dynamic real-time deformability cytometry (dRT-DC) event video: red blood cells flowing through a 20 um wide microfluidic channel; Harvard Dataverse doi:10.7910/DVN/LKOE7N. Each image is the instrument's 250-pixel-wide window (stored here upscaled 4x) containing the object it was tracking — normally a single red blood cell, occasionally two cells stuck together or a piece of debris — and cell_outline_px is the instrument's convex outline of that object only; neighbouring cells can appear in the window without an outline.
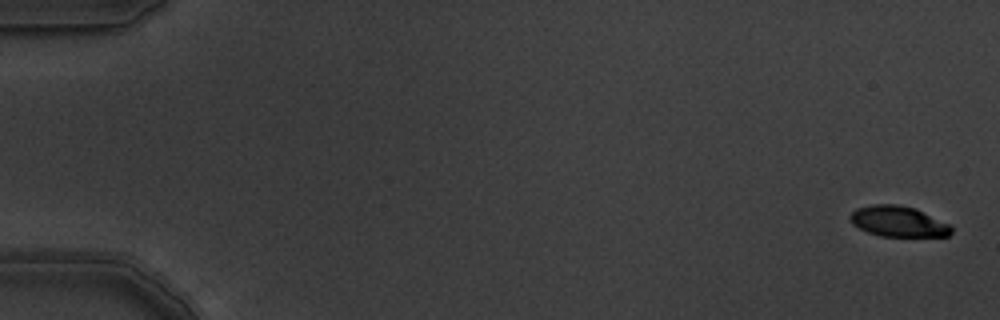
{"species": "common noctule bat (a hibernating species)", "species_latin": "Nyctalus noctula", "temperature_condition": "warm", "stored_images_in_passage": 5, "camera_frame_rate_fps": 3000, "um_per_image_px": 0.085, "animal": {"sex": "male", "body_mass_g": 19.5, "forearm_length_mm": 54.6}, "frame": {"image": 1, "passage_image": 1, "time_ms": 0.0, "image_size_px": [1000, 320], "cell_outline_px": [[952, 232], [948, 236], [880, 236], [868, 232], [852, 224], [848, 216], [856, 208], [872, 204], [896, 204], [916, 208], [948, 224], [952, 228]], "centroid_in_image_um": [76.32, 18.81], "position_along_channel_um": 8.7, "area_um2": 18.03}}